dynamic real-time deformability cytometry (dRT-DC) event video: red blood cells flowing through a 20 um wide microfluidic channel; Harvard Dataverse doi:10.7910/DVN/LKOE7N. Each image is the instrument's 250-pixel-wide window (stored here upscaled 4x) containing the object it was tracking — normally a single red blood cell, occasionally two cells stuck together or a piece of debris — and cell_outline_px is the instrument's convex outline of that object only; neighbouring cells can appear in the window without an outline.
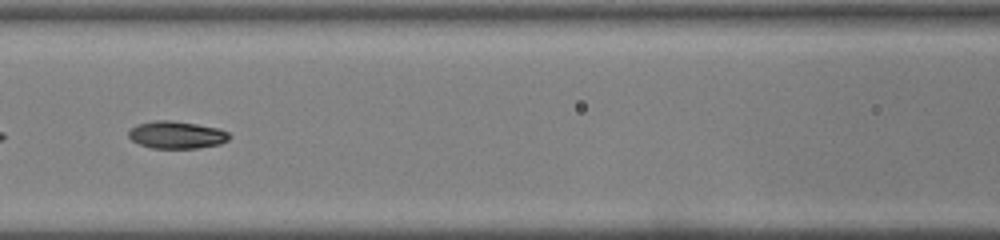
{"species": "common noctule bat (a hibernating species)", "species_latin": "Nyctalus noctula", "temperature_condition": "warm", "stored_images_in_passage": 36, "camera_frame_rate_fps": 3000, "um_per_image_px": 0.085, "animal": {"sex": "male", "body_mass_g": 19.0, "forearm_length_mm": 50.8}, "frame": {"image": 1, "passage_image": 11, "time_ms": 3.333, "image_size_px": [1000, 240], "cell_outline_px": [[232, 136], [228, 140], [220, 144], [196, 148], [152, 148], [140, 144], [132, 140], [128, 136], [128, 132], [136, 124], [156, 120], [172, 120], [220, 128], [228, 132]], "centroid_in_image_um": [15.03, 11.46], "position_along_channel_um": 151.6, "area_um2": 16.13}}
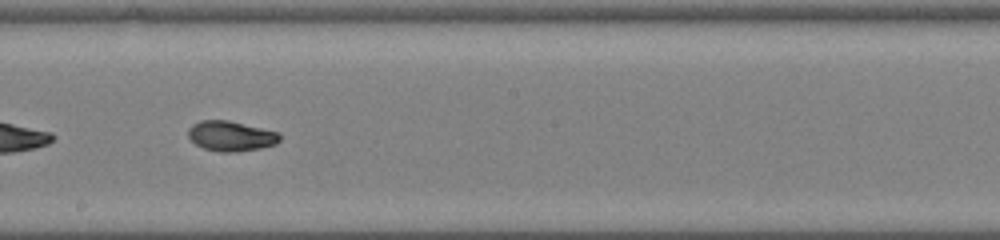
{"frame": {"image": 2, "passage_image": 16, "time_ms": 5.0, "image_size_px": [1000, 240], "cell_outline_px": [[280, 140], [276, 144], [260, 148], [236, 152], [220, 152], [204, 148], [196, 144], [188, 136], [188, 128], [192, 124], [200, 120], [228, 120], [280, 132]], "centroid_in_image_um": [19.63, 11.56], "position_along_channel_um": 228.6, "area_um2": 16.13}}
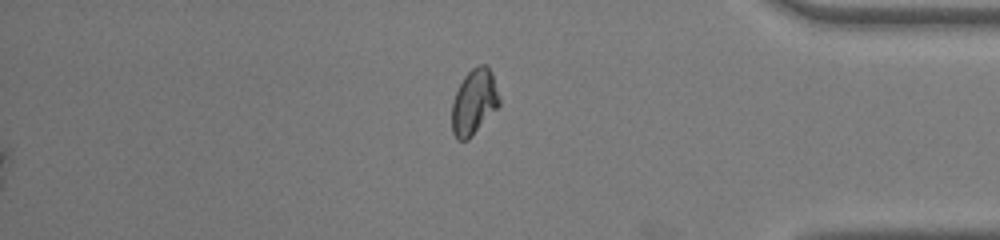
{"frame": {"image": 3, "passage_image": 36, "time_ms": 11.667, "image_size_px": [1000, 240], "cell_outline_px": [[500, 104], [468, 140], [456, 140], [452, 132], [452, 104], [456, 92], [464, 76], [472, 68], [480, 64], [484, 64], [492, 72], [500, 100]], "centroid_in_image_um": [40.28, 8.67], "position_along_channel_um": 394.9, "area_um2": 17.86}}